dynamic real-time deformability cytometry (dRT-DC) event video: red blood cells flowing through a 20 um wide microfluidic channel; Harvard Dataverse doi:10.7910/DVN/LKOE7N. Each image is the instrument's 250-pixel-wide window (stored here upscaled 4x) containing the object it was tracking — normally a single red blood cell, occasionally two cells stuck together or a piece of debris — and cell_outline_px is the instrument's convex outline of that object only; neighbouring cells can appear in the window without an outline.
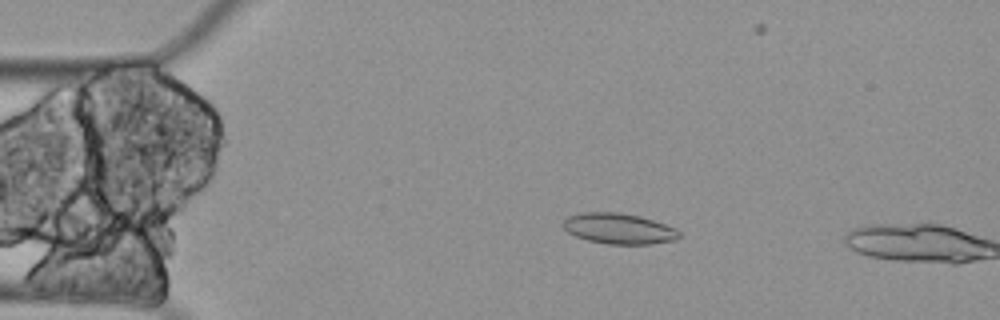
{"species": "Egyptian fruit bat (a non-hibernating species)", "species_latin": "Rousettus aegyptiacus", "temperature_condition": "cold", "stored_images_in_passage": 14, "camera_frame_rate_fps": 3000, "um_per_image_px": 0.085, "animal": {"sex": "female"}, "frame": {"image": 1, "passage_image": 12, "time_ms": 3.667, "image_size_px": [1000, 320], "cell_outline_px": [[680, 236], [676, 240], [648, 244], [608, 244], [588, 240], [576, 236], [568, 232], [564, 228], [564, 220], [568, 216], [584, 212], [620, 212], [640, 216], [676, 228], [680, 232]], "centroid_in_image_um": [52.62, 19.43], "position_along_channel_um": 32.4, "area_um2": 20.63}}